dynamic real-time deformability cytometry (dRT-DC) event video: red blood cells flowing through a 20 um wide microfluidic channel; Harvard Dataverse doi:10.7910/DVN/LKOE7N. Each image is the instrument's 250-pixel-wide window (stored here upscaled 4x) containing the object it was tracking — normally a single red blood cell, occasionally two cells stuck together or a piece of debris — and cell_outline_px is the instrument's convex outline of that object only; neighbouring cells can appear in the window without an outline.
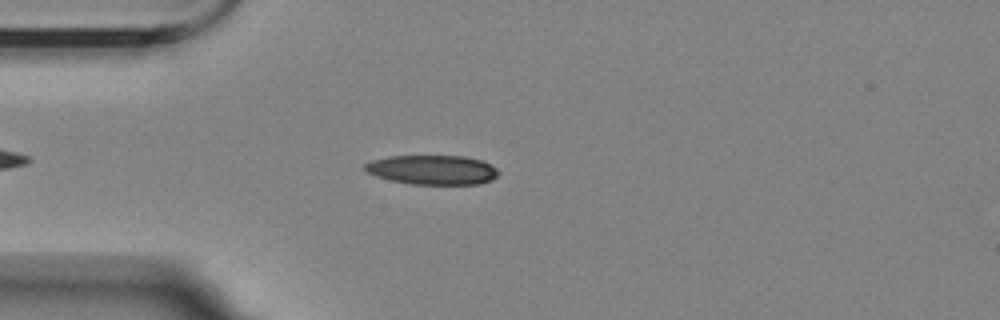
{"species": "Egyptian fruit bat (a non-hibernating species)", "species_latin": "Rousettus aegyptiacus", "temperature_condition": "room temperature", "stored_images_in_passage": 47, "camera_frame_rate_fps": 3000, "um_per_image_px": 0.085, "animal": {"sex": "female"}, "frame": {"image": 1, "passage_image": 9, "time_ms": 2.667, "image_size_px": [1000, 320], "cell_outline_px": [[500, 172], [492, 180], [480, 184], [412, 184], [392, 180], [376, 176], [364, 172], [364, 164], [372, 160], [388, 156], [464, 156], [480, 160], [496, 168]], "centroid_in_image_um": [36.73, 14.43], "position_along_channel_um": 48.3, "area_um2": 22.89}}
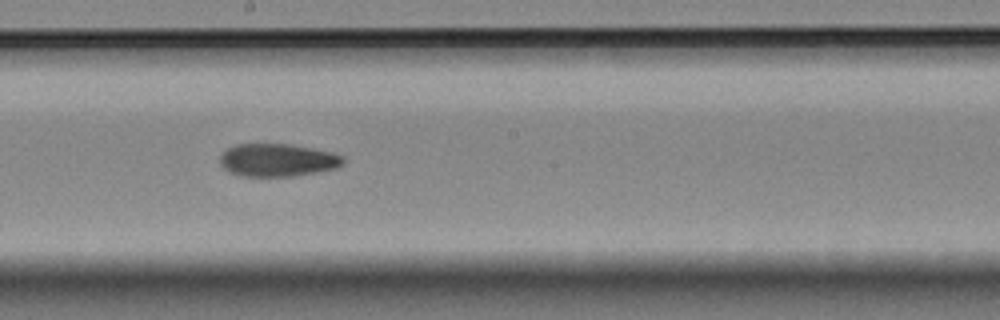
{"frame": {"image": 2, "passage_image": 25, "time_ms": 8.0, "image_size_px": [1000, 320], "cell_outline_px": [[344, 164], [336, 168], [316, 172], [292, 176], [240, 176], [228, 172], [220, 164], [220, 156], [228, 148], [236, 144], [288, 144], [332, 152], [344, 156]], "centroid_in_image_um": [23.58, 13.61], "position_along_channel_um": 224.6, "area_um2": 23.52}}
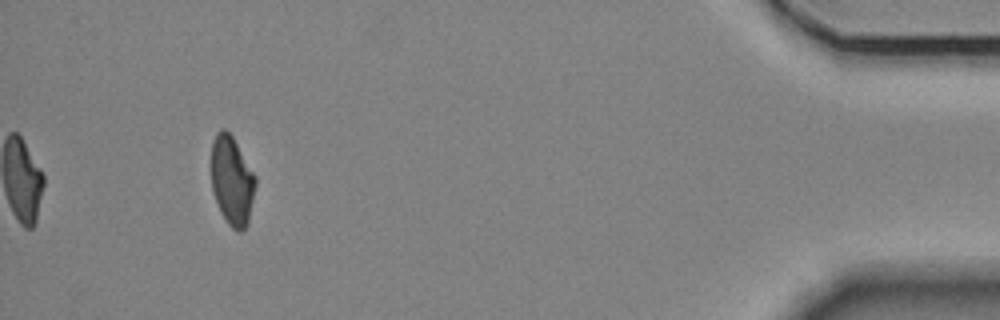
{"frame": {"image": 3, "passage_image": 47, "time_ms": 15.333, "image_size_px": [1000, 320], "cell_outline_px": [[256, 184], [248, 220], [244, 228], [240, 232], [232, 228], [228, 224], [212, 192], [212, 140], [216, 132], [220, 128], [224, 128], [232, 136], [256, 176]], "centroid_in_image_um": [19.71, 15.31], "position_along_channel_um": 415.5, "area_um2": 22.6}}